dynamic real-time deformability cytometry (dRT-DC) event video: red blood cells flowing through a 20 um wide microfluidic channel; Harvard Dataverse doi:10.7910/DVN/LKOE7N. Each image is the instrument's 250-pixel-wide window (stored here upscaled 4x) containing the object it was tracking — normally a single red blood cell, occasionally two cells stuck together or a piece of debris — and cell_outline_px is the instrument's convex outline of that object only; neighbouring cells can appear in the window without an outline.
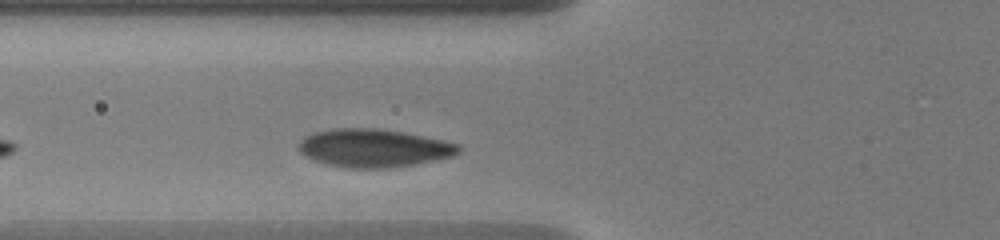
{"species": "human", "species_latin": "Homo sapiens", "temperature_condition": "warm", "stored_images_in_passage": 32, "camera_frame_rate_fps": 3000, "um_per_image_px": 0.085, "donor": {"sex": "male"}, "frame": {"image": 1, "passage_image": 15, "time_ms": 1.667, "image_size_px": [1000, 240], "cell_outline_px": [[460, 152], [452, 156], [412, 164], [388, 168], [348, 168], [328, 164], [304, 156], [296, 148], [296, 144], [304, 136], [316, 132], [336, 128], [380, 128], [404, 132], [444, 140], [460, 144]], "centroid_in_image_um": [31.73, 12.57], "position_along_channel_um": 94.1, "area_um2": 35.55}}
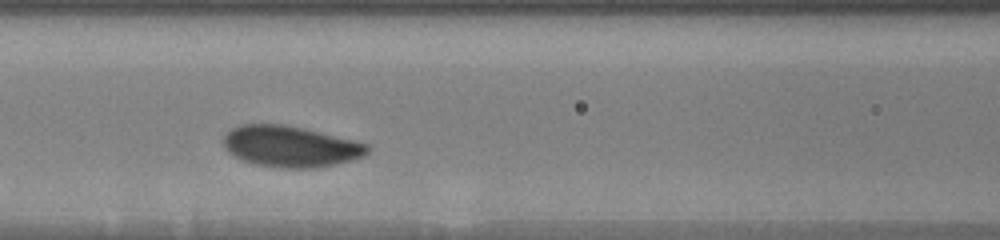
{"frame": {"image": 2, "passage_image": 27, "time_ms": 3.0, "image_size_px": [1000, 240], "cell_outline_px": [[372, 148], [364, 156], [352, 160], [320, 168], [280, 168], [256, 164], [244, 160], [228, 152], [224, 144], [224, 136], [232, 128], [244, 124], [284, 124], [352, 140], [368, 144]], "centroid_in_image_um": [24.72, 12.46], "position_along_channel_um": 141.9, "area_um2": 34.22}}